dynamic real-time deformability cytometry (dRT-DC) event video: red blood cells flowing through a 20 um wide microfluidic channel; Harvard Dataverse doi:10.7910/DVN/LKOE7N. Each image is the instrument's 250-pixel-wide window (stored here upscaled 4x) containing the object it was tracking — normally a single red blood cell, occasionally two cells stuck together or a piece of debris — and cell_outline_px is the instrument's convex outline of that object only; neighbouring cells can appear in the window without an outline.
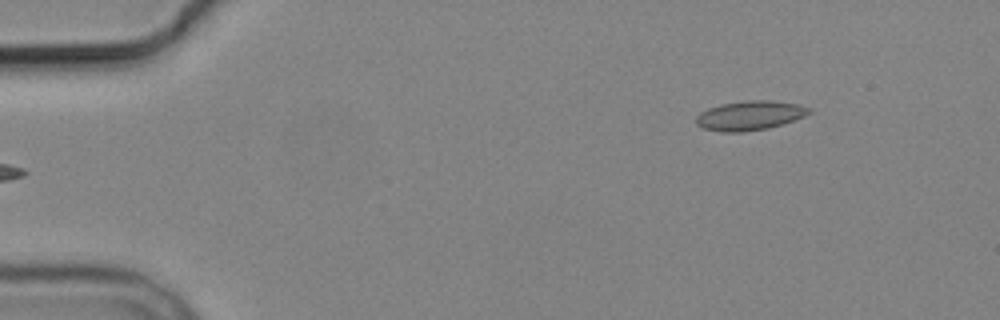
{"species": "common noctule bat (a hibernating species)", "species_latin": "Nyctalus noctula", "temperature_condition": "cold", "stored_images_in_passage": 4, "camera_frame_rate_fps": 3000, "um_per_image_px": 0.085, "animal": {"sex": "male", "body_mass_g": 19.2, "forearm_length_mm": 51.8}, "frame": {"image": 1, "passage_image": 1, "time_ms": 0.0, "image_size_px": [1000, 320], "cell_outline_px": [[812, 112], [804, 116], [784, 124], [768, 128], [740, 132], [720, 132], [704, 128], [696, 124], [696, 116], [700, 112], [708, 108], [720, 104], [744, 100], [772, 100], [796, 104], [812, 108]], "centroid_in_image_um": [63.74, 9.81], "position_along_channel_um": 21.3, "area_um2": 19.48}}